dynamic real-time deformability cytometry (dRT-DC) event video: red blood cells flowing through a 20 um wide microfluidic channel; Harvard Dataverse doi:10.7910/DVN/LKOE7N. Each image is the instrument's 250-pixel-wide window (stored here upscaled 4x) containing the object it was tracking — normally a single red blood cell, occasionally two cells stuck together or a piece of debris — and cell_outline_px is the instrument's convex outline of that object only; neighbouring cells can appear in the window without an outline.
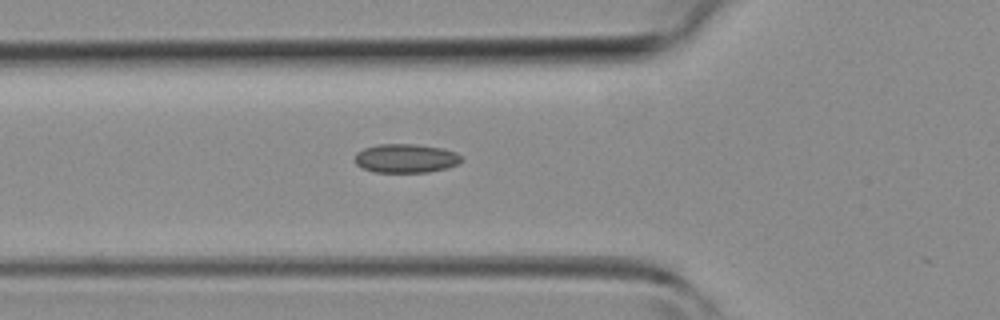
{"species": "common noctule bat (a hibernating species)", "species_latin": "Nyctalus noctula", "temperature_condition": "room temperature", "stored_images_in_passage": 13, "camera_frame_rate_fps": 3000, "um_per_image_px": 0.085, "animal": {"sex": "female", "body_mass_g": 19.3, "forearm_length_mm": 54.1}, "frame": {"image": 1, "passage_image": 9, "time_ms": 2.667, "image_size_px": [1000, 320], "cell_outline_px": [[464, 160], [448, 168], [428, 172], [376, 172], [364, 168], [356, 164], [356, 152], [364, 148], [376, 144], [416, 144], [444, 148], [456, 152]], "centroid_in_image_um": [34.52, 13.45], "position_along_channel_um": 91.3, "area_um2": 17.98}}
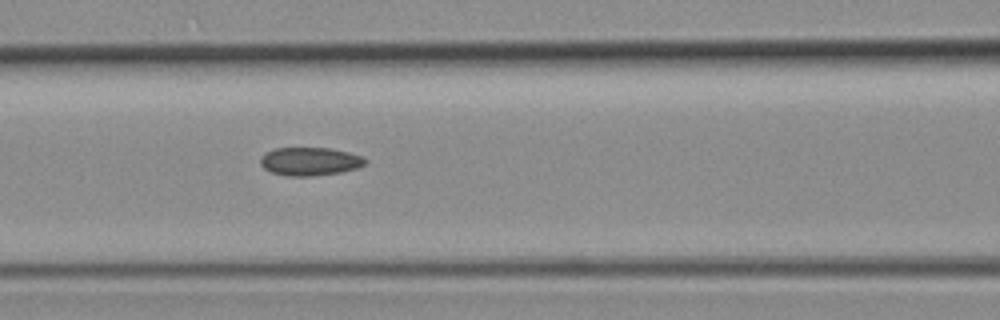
{"frame": {"image": 2, "passage_image": 12, "time_ms": 3.667, "image_size_px": [1000, 320], "cell_outline_px": [[368, 160], [364, 164], [356, 168], [340, 172], [312, 176], [288, 176], [272, 172], [264, 168], [260, 164], [260, 160], [264, 152], [276, 148], [328, 148], [348, 152], [360, 156]], "centroid_in_image_um": [26.31, 13.72], "position_along_channel_um": 140.3, "area_um2": 17.11}}